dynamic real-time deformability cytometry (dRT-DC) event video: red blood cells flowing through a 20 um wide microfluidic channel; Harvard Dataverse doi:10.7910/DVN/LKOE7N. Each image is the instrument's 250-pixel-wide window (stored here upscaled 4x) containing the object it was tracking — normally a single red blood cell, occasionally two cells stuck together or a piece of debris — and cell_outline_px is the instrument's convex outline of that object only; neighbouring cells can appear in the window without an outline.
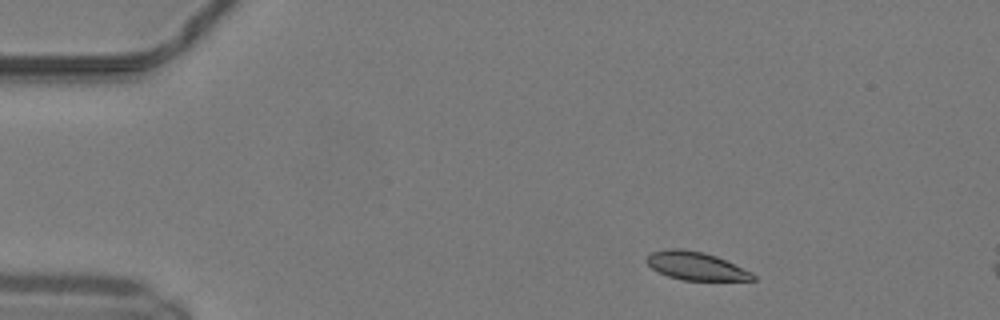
{"species": "common noctule bat (a hibernating species)", "species_latin": "Nyctalus noctula", "temperature_condition": "warm", "stored_images_in_passage": 47, "segment_of_instrument_passage": [1, 2], "camera_frame_rate_fps": 3000, "um_per_image_px": 0.085, "animal": {"sex": "male", "body_mass_g": 19.2, "forearm_length_mm": 51.8}, "frame": {"image": 1, "passage_image": 4, "time_ms": 1.0, "image_size_px": [1000, 320], "cell_outline_px": [[756, 280], [684, 280], [668, 276], [652, 268], [644, 260], [652, 252], [668, 248], [680, 248], [704, 252], [716, 256], [752, 272], [756, 276]], "centroid_in_image_um": [59.15, 22.6], "position_along_channel_um": 25.9, "area_um2": 17.34}}
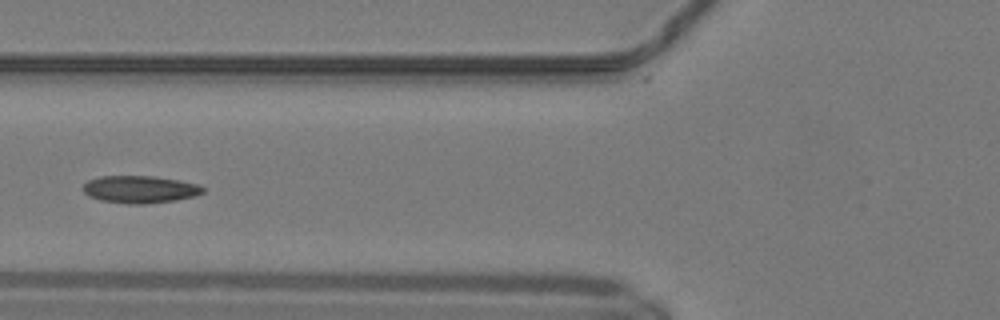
{"frame": {"image": 2, "passage_image": 16, "time_ms": 5.0, "image_size_px": [1000, 320], "cell_outline_px": [[204, 192], [196, 196], [176, 200], [144, 204], [128, 204], [100, 200], [88, 196], [80, 188], [88, 180], [100, 176], [156, 176], [200, 184], [204, 188]], "centroid_in_image_um": [11.89, 16.09], "position_along_channel_um": 113.9, "area_um2": 19.36}}
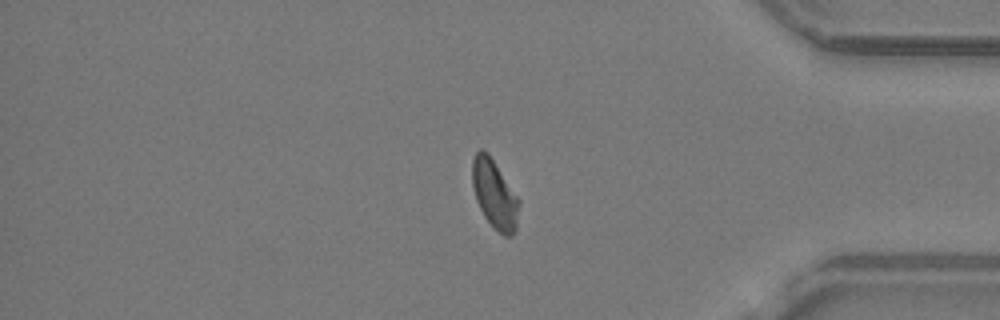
{"frame": {"image": 3, "passage_image": 38, "time_ms": 12.333, "image_size_px": [1000, 320], "cell_outline_px": [[520, 204], [516, 232], [512, 236], [504, 236], [484, 216], [476, 200], [472, 184], [472, 160], [476, 152], [480, 148], [488, 152], [520, 200]], "centroid_in_image_um": [42.05, 16.5], "position_along_channel_um": 393.2, "area_um2": 18.73}}